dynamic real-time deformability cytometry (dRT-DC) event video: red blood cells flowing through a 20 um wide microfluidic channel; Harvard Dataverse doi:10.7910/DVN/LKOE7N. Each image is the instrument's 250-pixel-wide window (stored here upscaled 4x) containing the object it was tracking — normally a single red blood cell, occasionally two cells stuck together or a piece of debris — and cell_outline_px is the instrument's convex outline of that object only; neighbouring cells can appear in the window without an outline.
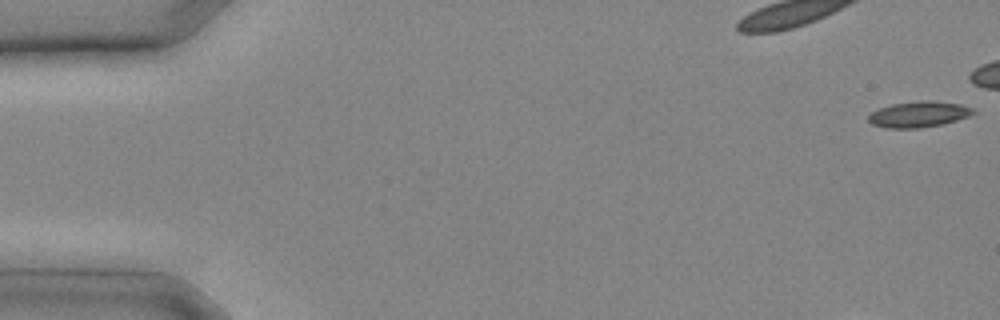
{"species": "common noctule bat (a hibernating species)", "species_latin": "Nyctalus noctula", "temperature_condition": "cold", "stored_images_in_passage": 13, "camera_frame_rate_fps": 3000, "um_per_image_px": 0.085, "animal": {"sex": "male", "body_mass_g": 20.4}, "frame": {"image": 1, "passage_image": 1, "time_ms": 0.0, "image_size_px": [1000, 320], "cell_outline_px": [[976, 112], [968, 116], [944, 124], [920, 128], [884, 128], [872, 124], [868, 120], [868, 116], [872, 112], [880, 108], [892, 104], [920, 100], [928, 100], [960, 104], [972, 108]], "centroid_in_image_um": [78.08, 9.72], "position_along_channel_um": 6.9, "area_um2": 15.78}}
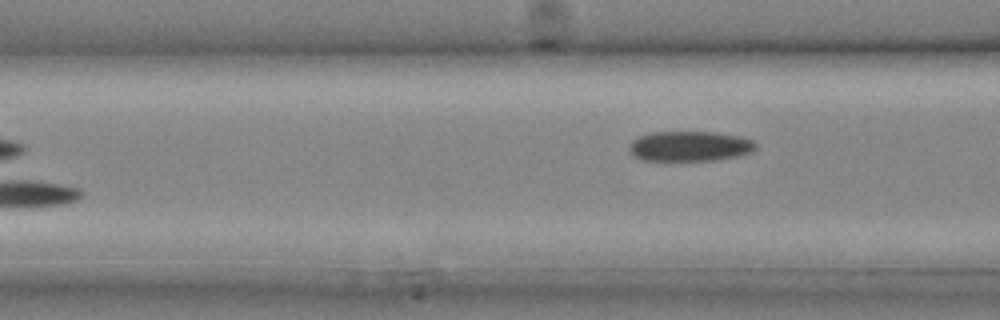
{"frame": {"image": 2, "passage_image": 13, "time_ms": 4.0, "image_size_px": [1000, 320], "cell_outline_px": [[756, 148], [752, 152], [736, 156], [716, 160], [668, 164], [640, 160], [632, 156], [628, 148], [628, 144], [632, 140], [640, 136], [652, 132], [716, 132], [740, 136], [752, 140], [756, 144]], "centroid_in_image_um": [58.54, 12.48], "position_along_channel_um": 108.1, "area_um2": 23.41}}